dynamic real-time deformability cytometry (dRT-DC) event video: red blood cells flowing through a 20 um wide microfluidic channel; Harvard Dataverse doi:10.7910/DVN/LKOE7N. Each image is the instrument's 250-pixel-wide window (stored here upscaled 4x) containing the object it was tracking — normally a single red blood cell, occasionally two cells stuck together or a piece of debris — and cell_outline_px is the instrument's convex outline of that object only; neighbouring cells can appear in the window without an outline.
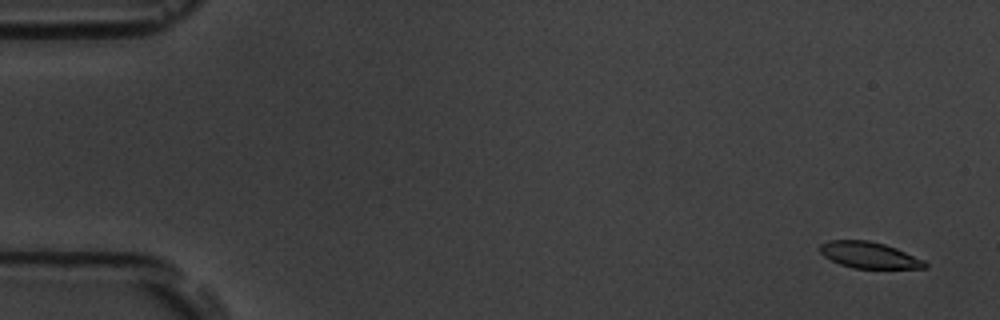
{"species": "common noctule bat (a hibernating species)", "species_latin": "Nyctalus noctula", "temperature_condition": "room temperature", "stored_images_in_passage": 55, "camera_frame_rate_fps": 3000, "um_per_image_px": 0.085, "animal": {"sex": "male", "body_mass_g": 19.5, "forearm_length_mm": 54.6}, "frame": {"image": 1, "passage_image": 3, "time_ms": 0.667, "image_size_px": [1000, 320], "cell_outline_px": [[928, 268], [852, 268], [840, 264], [824, 256], [820, 252], [820, 244], [828, 240], [868, 240], [884, 244], [896, 248], [924, 260], [928, 264]], "centroid_in_image_um": [73.87, 21.68], "position_along_channel_um": 11.1, "area_um2": 16.01}}
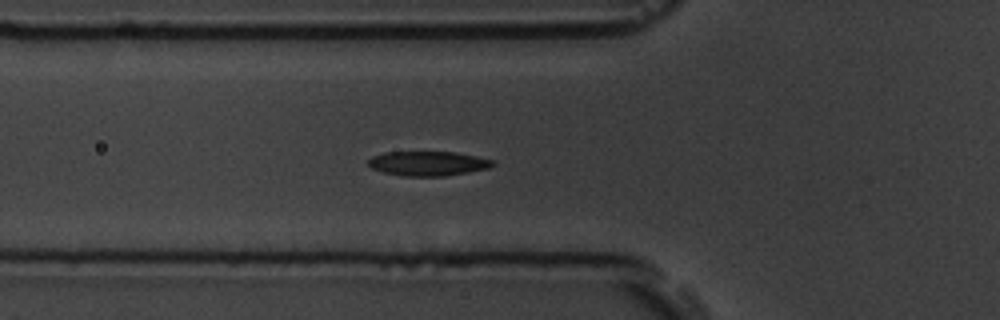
{"frame": {"image": 2, "passage_image": 20, "time_ms": 6.333, "image_size_px": [1000, 320], "cell_outline_px": [[496, 164], [488, 168], [468, 172], [444, 176], [404, 176], [384, 172], [372, 168], [368, 164], [368, 160], [372, 156], [384, 152], [456, 152], [476, 156], [492, 160]], "centroid_in_image_um": [36.37, 13.89], "position_along_channel_um": 89.4, "area_um2": 17.69}}
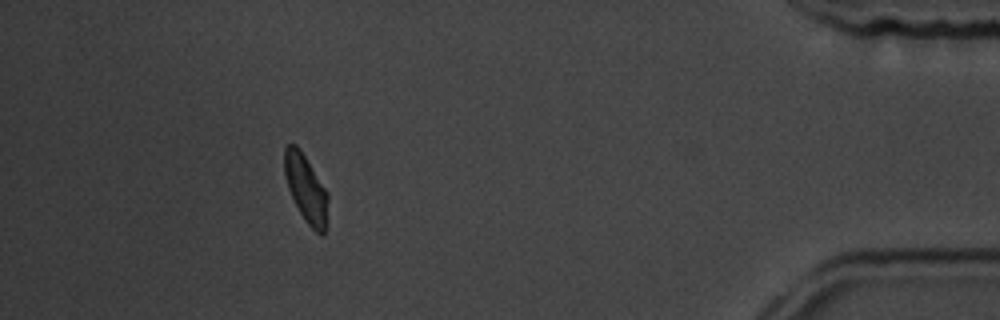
{"frame": {"image": 3, "passage_image": 50, "time_ms": 16.333, "image_size_px": [1000, 320], "cell_outline_px": [[328, 200], [324, 236], [320, 236], [304, 220], [288, 188], [284, 172], [284, 148], [288, 144], [296, 144], [300, 148], [328, 192]], "centroid_in_image_um": [26.01, 16.01], "position_along_channel_um": 409.2, "area_um2": 17.11}, "authors_computed_cell_mechanics": {"area_um2": 17.6868, "velocity_mm_per_s": 3.7539, "shape_relaxation_time_tau1_ms": 2.7485, "shape_relaxation_time_tau2_ms": 2.58, "deformation_change_tau1": 0.1133, "deformation_change_tau2": 0.0684}}